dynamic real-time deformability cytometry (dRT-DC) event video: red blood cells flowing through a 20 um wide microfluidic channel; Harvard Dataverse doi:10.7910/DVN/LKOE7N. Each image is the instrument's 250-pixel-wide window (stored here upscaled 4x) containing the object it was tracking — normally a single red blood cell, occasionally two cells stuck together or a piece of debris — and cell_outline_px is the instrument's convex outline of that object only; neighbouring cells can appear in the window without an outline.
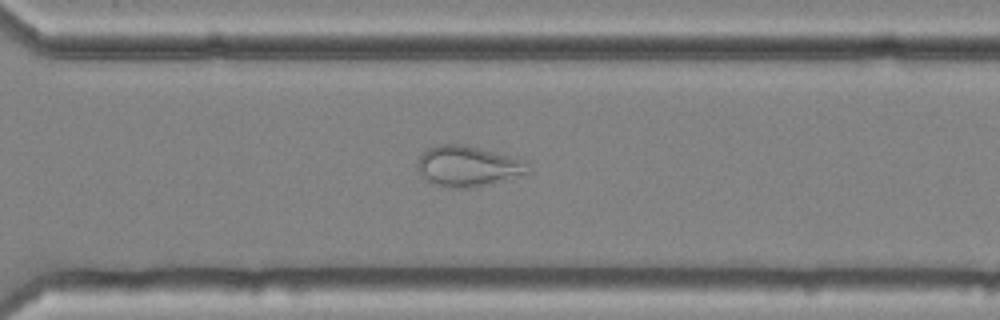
{"species": "common noctule bat (a hibernating species)", "species_latin": "Nyctalus noctula", "temperature_condition": "cold", "stored_images_in_passage": 55, "camera_frame_rate_fps": 3000, "um_per_image_px": 0.085, "animal": {"sex": "female", "body_mass_g": 25.1}, "frame": {"image": 1, "passage_image": 40, "time_ms": 13.0, "image_size_px": [1000, 320], "cell_outline_px": [[532, 172], [492, 184], [472, 188], [444, 188], [420, 176], [416, 168], [416, 164], [420, 156], [428, 148], [440, 144], [460, 144], [512, 156], [528, 160]], "centroid_in_image_um": [39.81, 14.15], "position_along_channel_um": 330.8, "area_um2": 26.59}}
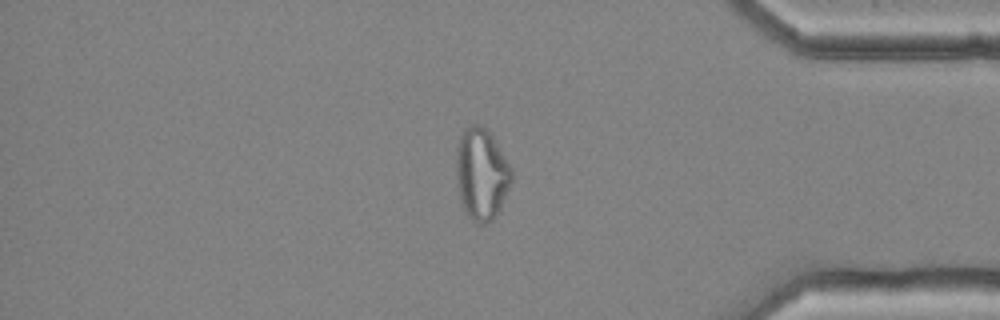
{"frame": {"image": 2, "passage_image": 47, "time_ms": 15.333, "image_size_px": [1000, 320], "cell_outline_px": [[512, 180], [500, 208], [496, 216], [492, 220], [484, 224], [480, 224], [472, 220], [468, 216], [464, 208], [460, 196], [456, 176], [456, 148], [460, 136], [464, 128], [472, 124], [480, 124], [492, 136], [512, 168]], "centroid_in_image_um": [40.92, 14.78], "position_along_channel_um": 394.3, "area_um2": 29.42}}